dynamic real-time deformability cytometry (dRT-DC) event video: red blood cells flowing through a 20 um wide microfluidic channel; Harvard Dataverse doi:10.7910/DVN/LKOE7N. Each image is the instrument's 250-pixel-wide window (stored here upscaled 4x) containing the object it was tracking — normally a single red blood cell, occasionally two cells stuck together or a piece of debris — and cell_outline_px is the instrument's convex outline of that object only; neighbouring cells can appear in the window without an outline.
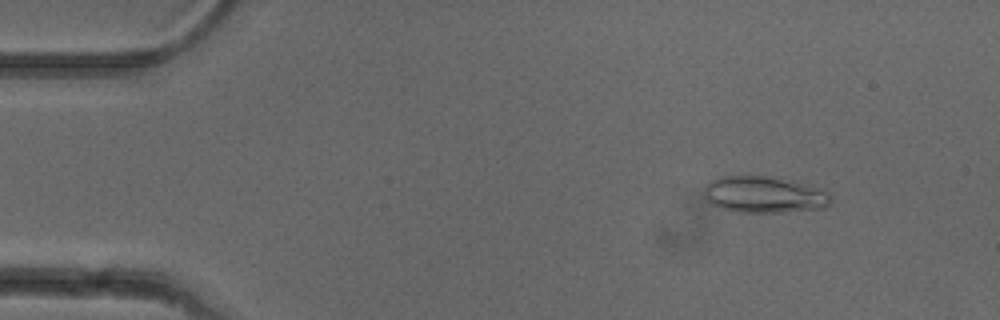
{"species": "common noctule bat (a hibernating species)", "species_latin": "Nyctalus noctula", "temperature_condition": "cold", "stored_images_in_passage": 51, "camera_frame_rate_fps": 3000, "um_per_image_px": 0.085, "animal": {"sex": "female"}, "frame": {"image": 1, "passage_image": 6, "time_ms": 1.667, "image_size_px": [1000, 320], "cell_outline_px": [[832, 196], [828, 204], [824, 208], [780, 212], [736, 212], [712, 204], [704, 196], [704, 184], [708, 180], [724, 176], [764, 176], [800, 184], [828, 192]], "centroid_in_image_um": [64.87, 16.55], "position_along_channel_um": 20.1, "area_um2": 26.36}}
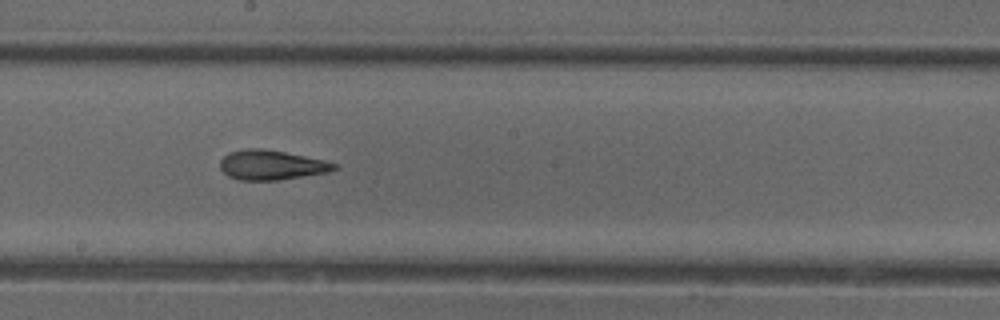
{"frame": {"image": 2, "passage_image": 28, "time_ms": 9.0, "image_size_px": [1000, 320], "cell_outline_px": [[340, 168], [328, 172], [276, 180], [240, 180], [228, 176], [220, 168], [220, 160], [228, 152], [248, 148], [264, 148], [324, 160], [336, 164]], "centroid_in_image_um": [23.05, 14.02], "position_along_channel_um": 225.1, "area_um2": 19.65}}
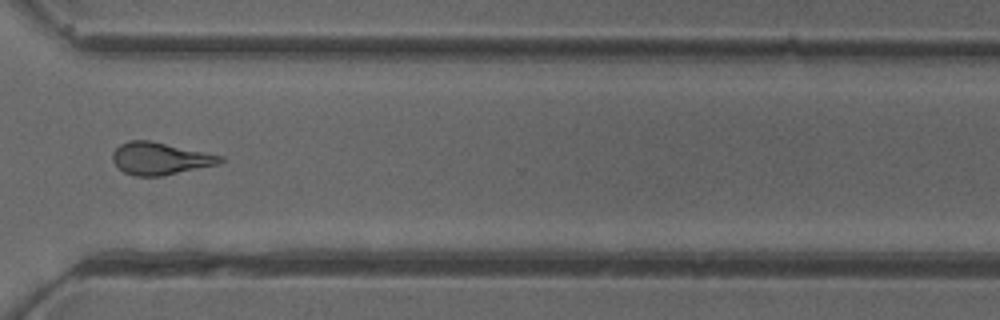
{"frame": {"image": 3, "passage_image": 38, "time_ms": 12.333, "image_size_px": [1000, 320], "cell_outline_px": [[224, 160], [220, 164], [160, 176], [136, 176], [124, 172], [112, 160], [112, 152], [120, 144], [128, 140], [148, 140], [224, 156]], "centroid_in_image_um": [13.61, 13.47], "position_along_channel_um": 357.0, "area_um2": 20.11}, "authors_computed_cell_mechanics": {"area_um2": 20.0566, "velocity_mm_per_s": 3.9735, "shape_relaxation_time_tau1_ms": 8.3484, "shape_relaxation_time_tau2_ms": 1.888, "deformation_change_tau1": 0.2121, "deformation_change_tau2": 0.1106}}